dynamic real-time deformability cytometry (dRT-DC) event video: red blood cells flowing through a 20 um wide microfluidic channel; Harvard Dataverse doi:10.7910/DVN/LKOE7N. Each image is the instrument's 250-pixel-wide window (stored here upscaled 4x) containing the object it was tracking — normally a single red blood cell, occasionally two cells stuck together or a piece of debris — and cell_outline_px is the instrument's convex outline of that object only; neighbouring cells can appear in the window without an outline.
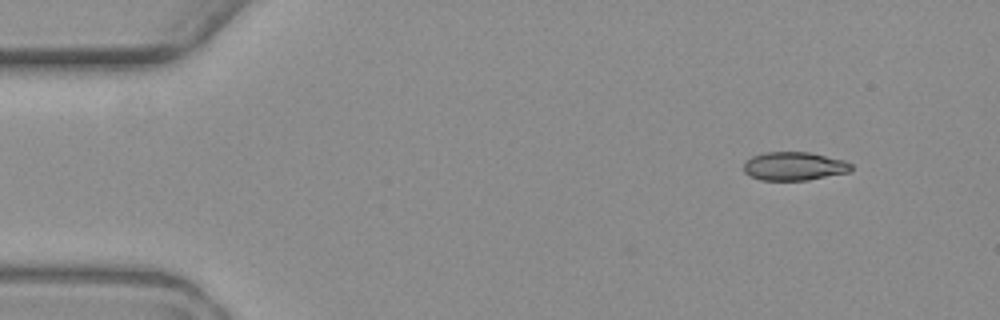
{"species": "common noctule bat (a hibernating species)", "species_latin": "Nyctalus noctula", "temperature_condition": "warm", "stored_images_in_passage": 4, "camera_frame_rate_fps": 3000, "um_per_image_px": 0.085, "animal": {"sex": "female", "body_mass_g": 19.3, "forearm_length_mm": 54.1}, "frame": {"image": 1, "passage_image": 1, "time_ms": 0.0, "image_size_px": [1000, 320], "cell_outline_px": [[852, 168], [848, 172], [808, 180], [760, 180], [744, 172], [744, 164], [752, 156], [764, 152], [808, 152], [844, 160], [852, 164]], "centroid_in_image_um": [67.5, 14.12], "position_along_channel_um": 17.5, "area_um2": 17.69}}
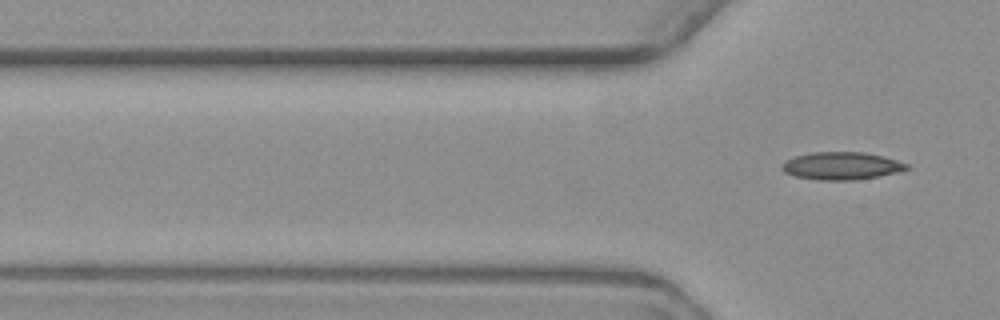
{"frame": {"image": 2, "passage_image": 4, "time_ms": 3.667, "image_size_px": [1000, 320], "cell_outline_px": [[912, 168], [896, 172], [876, 176], [852, 180], [816, 180], [796, 176], [784, 172], [780, 168], [780, 164], [784, 160], [796, 156], [812, 152], [864, 152], [896, 160], [908, 164]], "centroid_in_image_um": [71.47, 14.09], "position_along_channel_um": 54.3, "area_um2": 20.0}}